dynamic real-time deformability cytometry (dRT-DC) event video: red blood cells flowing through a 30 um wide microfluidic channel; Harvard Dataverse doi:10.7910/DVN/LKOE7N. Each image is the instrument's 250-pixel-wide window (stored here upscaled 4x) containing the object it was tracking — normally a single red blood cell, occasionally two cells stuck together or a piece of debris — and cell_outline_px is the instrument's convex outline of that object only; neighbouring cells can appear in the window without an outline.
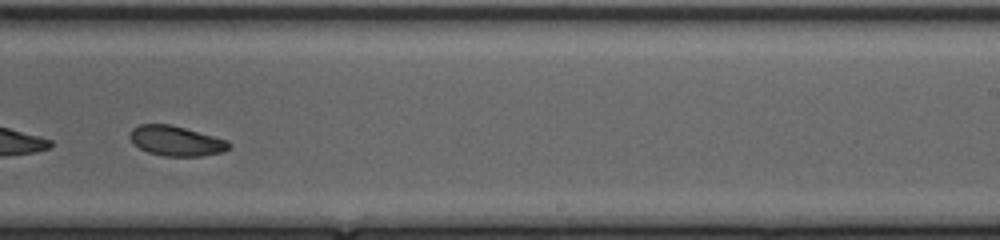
{"species": "common noctule bat (a hibernating species)", "species_latin": "Nyctalus noctula", "temperature_condition": "cold", "stored_images_in_passage": 38, "camera_frame_rate_fps": 3000, "um_per_image_px": 0.085, "animal": {"sex": "female", "body_mass_g": 20.0, "forearm_length_mm": 54.0}, "frame": {"image": 1, "passage_image": 22, "time_ms": 7.0, "image_size_px": [1000, 240], "cell_outline_px": [[232, 144], [224, 152], [200, 156], [164, 156], [148, 152], [140, 148], [128, 136], [132, 128], [140, 124], [168, 124], [184, 128], [228, 140]], "centroid_in_image_um": [14.98, 11.98], "position_along_channel_um": 274.0, "area_um2": 17.17}, "authors_computed_cell_mechanics": {"area_um2": 18.4382, "velocity_mm_per_s": 4.142, "shape_relaxation_time_tau1_ms": 2.1032, "shape_relaxation_time_tau2_ms": null, "deformation_change_tau1": 0.0783, "deformation_change_tau2": null}}